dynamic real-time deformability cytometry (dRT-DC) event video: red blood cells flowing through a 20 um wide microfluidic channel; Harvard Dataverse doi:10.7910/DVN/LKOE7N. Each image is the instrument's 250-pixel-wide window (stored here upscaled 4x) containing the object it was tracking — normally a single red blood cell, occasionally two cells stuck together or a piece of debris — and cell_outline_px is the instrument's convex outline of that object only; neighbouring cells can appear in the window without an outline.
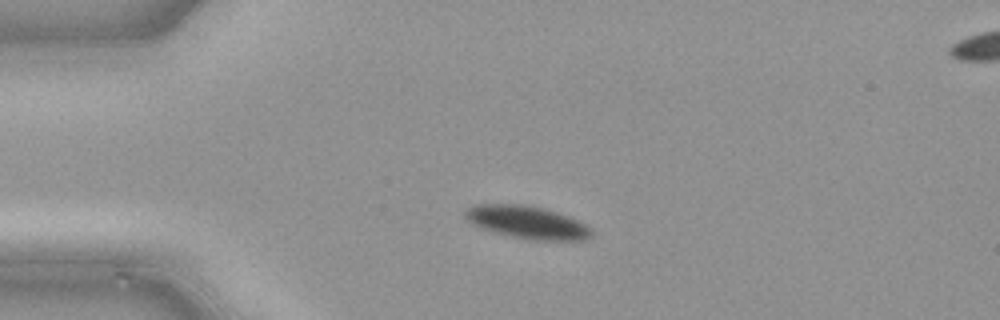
{"species": "common noctule bat (a hibernating species)", "species_latin": "Nyctalus noctula", "temperature_condition": "cold", "stored_images_in_passage": 47, "camera_frame_rate_fps": 3000, "um_per_image_px": 0.085, "animal": {"sex": "male", "body_mass_g": 21.5, "forearm_length_mm": 52.0}, "frame": {"image": 1, "passage_image": 10, "time_ms": 3.0, "image_size_px": [1000, 320], "cell_outline_px": [[592, 236], [588, 240], [532, 240], [512, 236], [480, 228], [464, 220], [464, 212], [472, 204], [520, 204], [544, 208], [568, 216], [584, 224], [592, 232]], "centroid_in_image_um": [44.75, 18.89], "position_along_channel_um": 40.2, "area_um2": 24.04}}
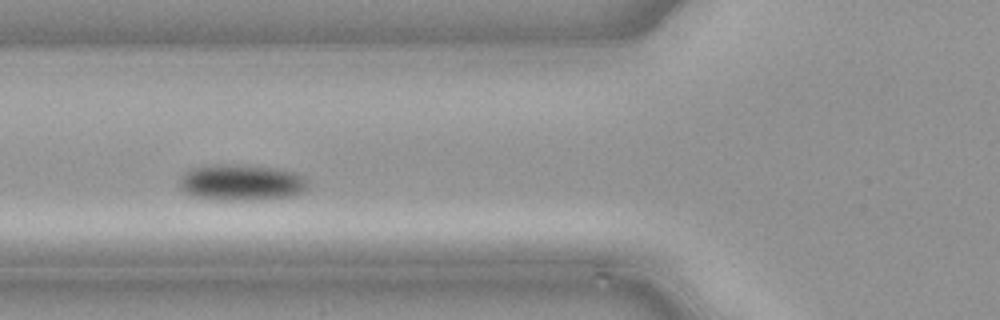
{"frame": {"image": 2, "passage_image": 17, "time_ms": 5.333, "image_size_px": [1000, 320], "cell_outline_px": [[308, 188], [296, 196], [252, 200], [216, 200], [196, 196], [184, 192], [180, 188], [180, 180], [184, 172], [188, 168], [212, 164], [244, 164], [276, 168], [296, 172], [304, 176], [308, 180]], "centroid_in_image_um": [20.55, 15.5], "position_along_channel_um": 105.3, "area_um2": 27.69}}
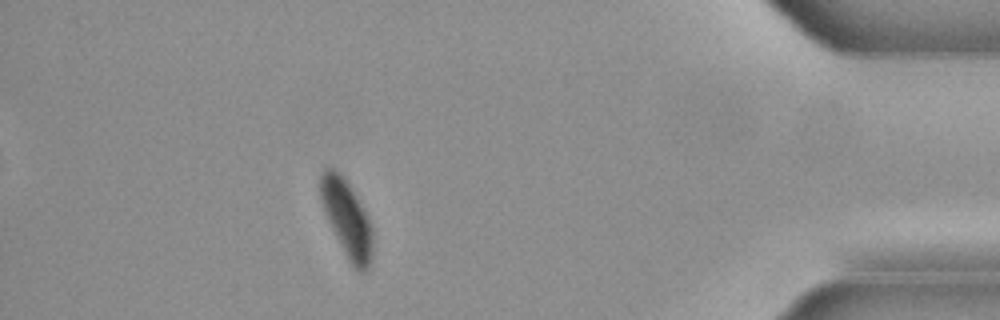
{"frame": {"image": 3, "passage_image": 42, "time_ms": 13.667, "image_size_px": [1000, 320], "cell_outline_px": [[372, 264], [364, 272], [360, 272], [352, 268], [344, 252], [324, 208], [320, 196], [320, 176], [324, 168], [332, 168], [340, 172], [344, 176], [368, 216], [372, 224]], "centroid_in_image_um": [29.52, 18.6], "position_along_channel_um": 405.7, "area_um2": 23.18}}